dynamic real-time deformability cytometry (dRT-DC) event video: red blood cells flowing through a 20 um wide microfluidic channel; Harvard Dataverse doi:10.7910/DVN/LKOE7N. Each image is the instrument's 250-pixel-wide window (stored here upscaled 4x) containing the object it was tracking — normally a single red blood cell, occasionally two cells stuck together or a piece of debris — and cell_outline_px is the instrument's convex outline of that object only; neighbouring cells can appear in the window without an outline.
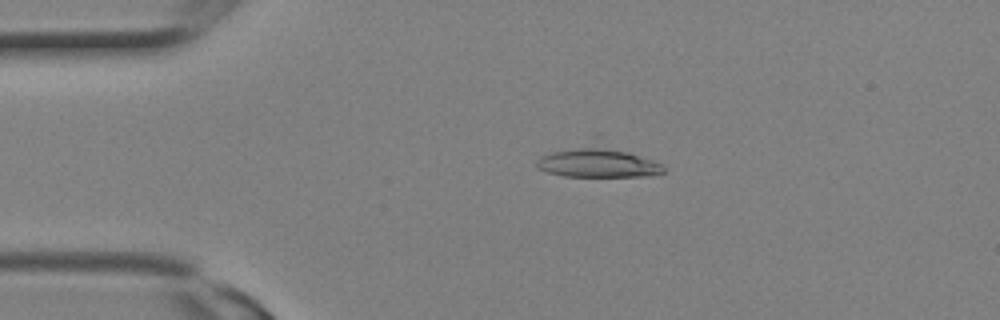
{"species": "Egyptian fruit bat (a non-hibernating species)", "species_latin": "Rousettus aegyptiacus", "temperature_condition": "room temperature", "stored_images_in_passage": 1, "camera_frame_rate_fps": 3000, "um_per_image_px": 0.085, "animal": {"sex": "female"}, "frame": {"image": 1, "passage_image": 1, "time_ms": 0.0, "image_size_px": [1000, 320], "cell_outline_px": [[664, 172], [648, 176], [564, 176], [548, 172], [536, 168], [536, 160], [540, 156], [596, 132], [660, 164], [664, 168]], "centroid_in_image_um": [50.76, 13.57], "position_along_channel_um": 34.2, "area_um2": 25.72}}